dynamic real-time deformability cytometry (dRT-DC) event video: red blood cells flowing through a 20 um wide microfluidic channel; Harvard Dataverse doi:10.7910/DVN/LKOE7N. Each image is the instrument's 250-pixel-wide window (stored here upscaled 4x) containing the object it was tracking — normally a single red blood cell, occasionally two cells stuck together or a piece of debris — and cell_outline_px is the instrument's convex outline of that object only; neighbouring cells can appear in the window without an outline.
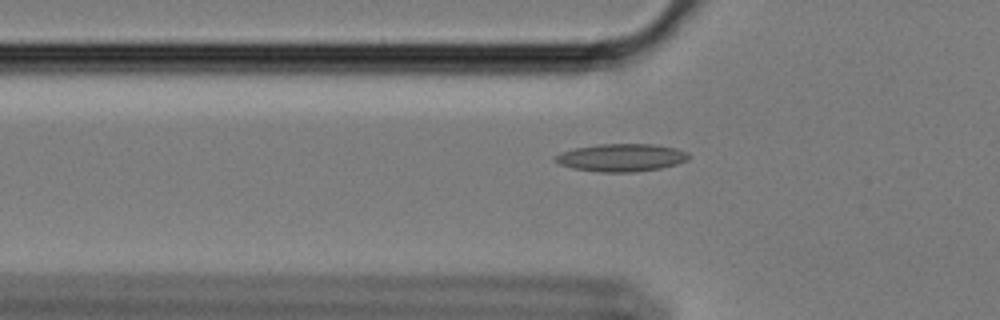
{"species": "Egyptian fruit bat (a non-hibernating species)", "species_latin": "Rousettus aegyptiacus", "temperature_condition": "cold", "stored_images_in_passage": 59, "camera_frame_rate_fps": 3000, "um_per_image_px": 0.085, "animal": {"sex": "female"}, "frame": {"image": 1, "passage_image": 20, "time_ms": 6.333, "image_size_px": [1000, 320], "cell_outline_px": [[692, 156], [688, 160], [676, 164], [660, 168], [632, 172], [600, 172], [572, 168], [560, 164], [552, 160], [560, 152], [576, 148], [600, 144], [652, 144], [676, 148], [688, 152]], "centroid_in_image_um": [52.83, 13.39], "position_along_channel_um": 73.0, "area_um2": 21.56}}
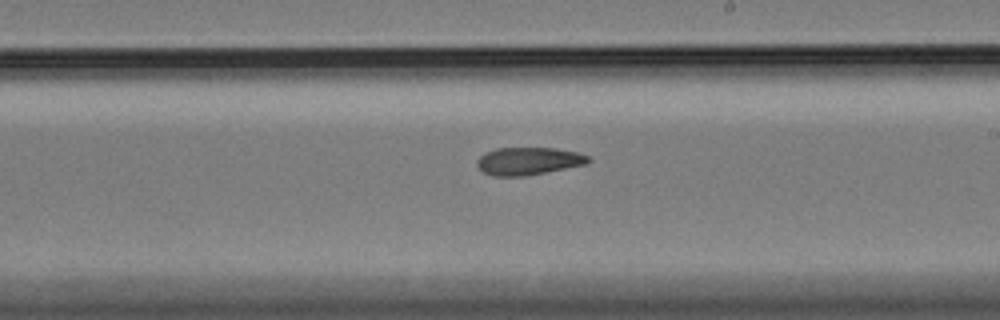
{"frame": {"image": 2, "passage_image": 35, "time_ms": 11.333, "image_size_px": [1000, 320], "cell_outline_px": [[592, 160], [584, 164], [524, 176], [492, 176], [484, 172], [476, 164], [476, 160], [484, 152], [496, 148], [556, 148], [580, 152], [588, 156]], "centroid_in_image_um": [44.89, 13.67], "position_along_channel_um": 244.1, "area_um2": 17.86}}
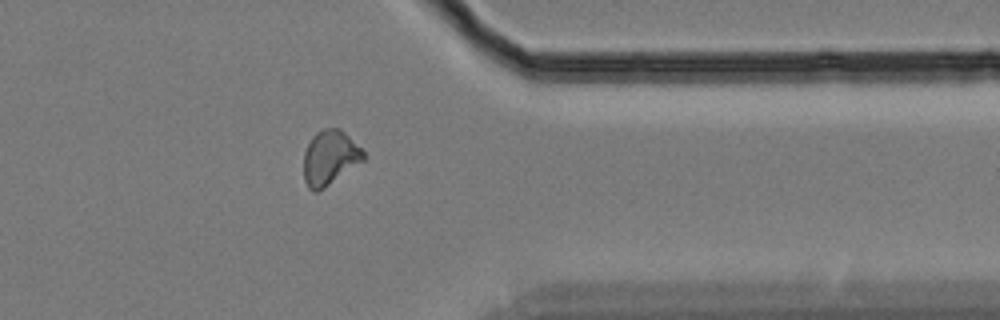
{"frame": {"image": 3, "passage_image": 48, "time_ms": 15.667, "image_size_px": [1000, 320], "cell_outline_px": [[364, 160], [324, 188], [316, 192], [312, 192], [308, 188], [304, 180], [304, 152], [312, 136], [316, 132], [324, 128], [340, 128], [364, 152]], "centroid_in_image_um": [28.0, 13.41], "position_along_channel_um": 383.4, "area_um2": 18.84}, "authors_computed_cell_mechanics": {"area_um2": 18.785, "velocity_mm_per_s": 3.4051, "shape_relaxation_time_tau1_ms": null, "shape_relaxation_time_tau2_ms": 10.8463, "deformation_change_tau1": null, "deformation_change_tau2": 0.1841}}